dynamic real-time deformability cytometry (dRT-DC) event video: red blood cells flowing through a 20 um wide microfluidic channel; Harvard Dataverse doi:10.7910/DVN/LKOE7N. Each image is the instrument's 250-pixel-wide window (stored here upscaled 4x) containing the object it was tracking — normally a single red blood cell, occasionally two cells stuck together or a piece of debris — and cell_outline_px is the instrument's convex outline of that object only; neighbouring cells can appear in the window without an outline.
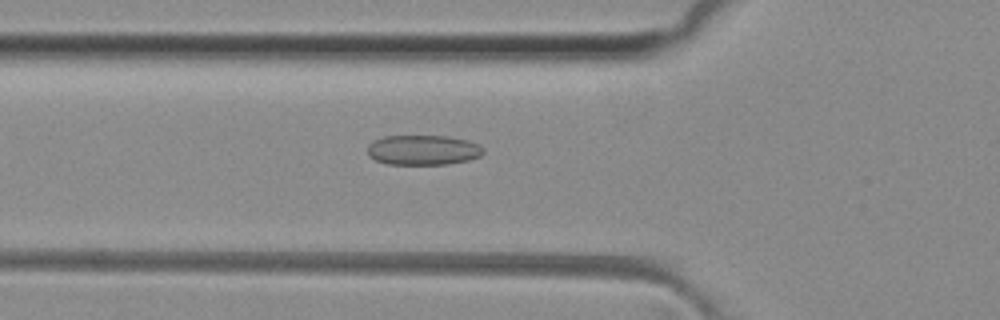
{"species": "common noctule bat (a hibernating species)", "species_latin": "Nyctalus noctula", "temperature_condition": "room temperature", "stored_images_in_passage": 29, "camera_frame_rate_fps": 3000, "um_per_image_px": 0.085, "animal": {"sex": "female", "body_mass_g": 29.2, "forearm_length_mm": 56.3}, "frame": {"image": 1, "passage_image": 2, "time_ms": 0.333, "image_size_px": [1000, 320], "cell_outline_px": [[484, 152], [480, 156], [468, 160], [448, 164], [388, 164], [376, 160], [368, 156], [368, 144], [372, 140], [384, 136], [448, 136], [468, 140], [480, 144], [484, 148]], "centroid_in_image_um": [35.97, 12.74], "position_along_channel_um": 89.8, "area_um2": 20.4}}
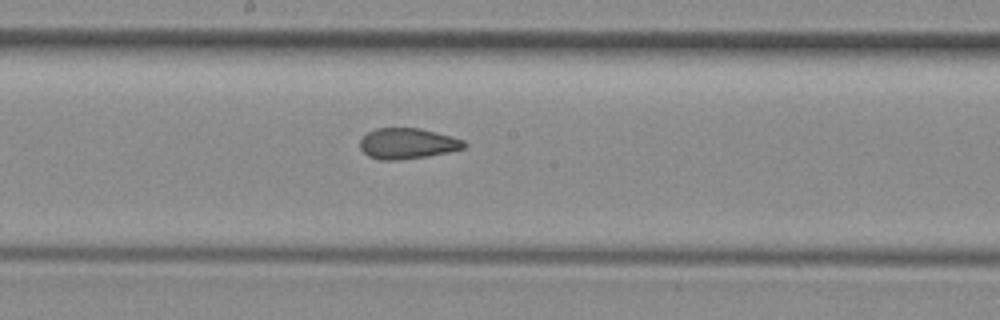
{"frame": {"image": 2, "passage_image": 11, "time_ms": 3.333, "image_size_px": [1000, 320], "cell_outline_px": [[468, 144], [464, 148], [448, 152], [424, 156], [396, 160], [380, 160], [368, 156], [360, 148], [360, 140], [368, 132], [376, 128], [420, 128], [452, 136], [464, 140]], "centroid_in_image_um": [34.64, 12.19], "position_along_channel_um": 213.6, "area_um2": 18.55}}
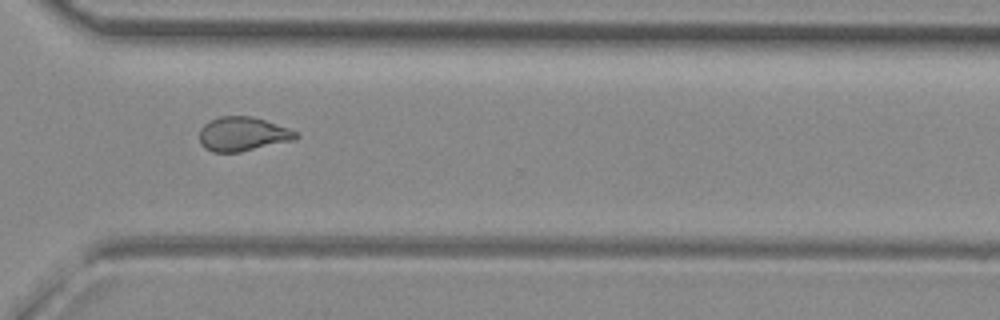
{"frame": {"image": 3, "passage_image": 21, "time_ms": 6.667, "image_size_px": [1000, 320], "cell_outline_px": [[300, 136], [296, 140], [240, 152], [212, 152], [204, 148], [200, 144], [200, 128], [204, 124], [220, 116], [252, 116], [288, 128], [296, 132]], "centroid_in_image_um": [20.63, 11.4], "position_along_channel_um": 350.0, "area_um2": 19.25}}